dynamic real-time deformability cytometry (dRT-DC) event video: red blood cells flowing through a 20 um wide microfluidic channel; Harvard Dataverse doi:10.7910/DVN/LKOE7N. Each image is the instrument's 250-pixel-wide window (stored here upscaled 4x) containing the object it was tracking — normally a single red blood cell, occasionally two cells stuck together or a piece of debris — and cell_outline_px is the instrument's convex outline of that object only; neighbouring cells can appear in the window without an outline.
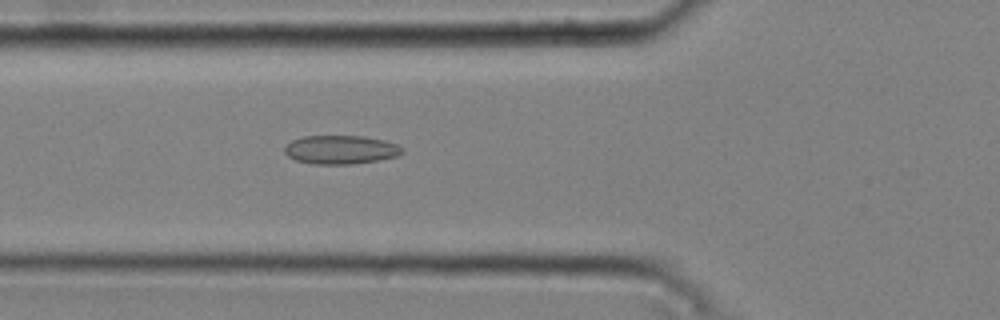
{"species": "common noctule bat (a hibernating species)", "species_latin": "Nyctalus noctula", "temperature_condition": "cold", "stored_images_in_passage": 47, "camera_frame_rate_fps": 3000, "um_per_image_px": 0.085, "animal": {"sex": "male", "body_mass_g": 20.4}, "frame": {"image": 1, "passage_image": 17, "time_ms": 5.333, "image_size_px": [1000, 320], "cell_outline_px": [[404, 152], [396, 156], [376, 160], [352, 164], [312, 164], [296, 160], [288, 156], [284, 152], [284, 148], [292, 140], [304, 136], [364, 136], [384, 140], [396, 144], [404, 148]], "centroid_in_image_um": [28.96, 12.72], "position_along_channel_um": 96.8, "area_um2": 19.59}}
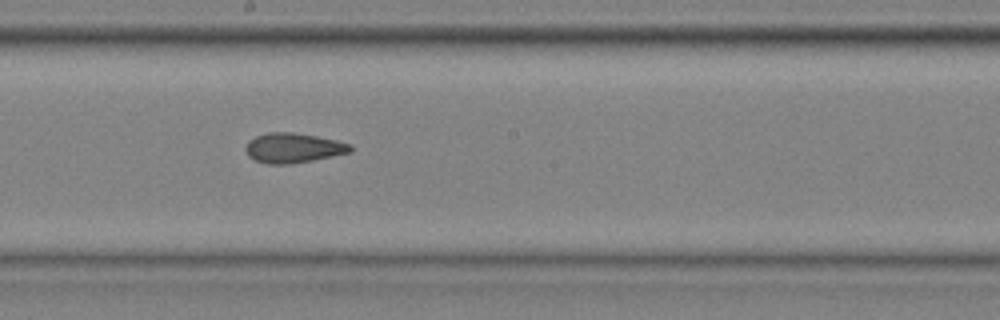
{"frame": {"image": 2, "passage_image": 27, "time_ms": 8.667, "image_size_px": [1000, 320], "cell_outline_px": [[352, 152], [312, 160], [288, 164], [268, 164], [256, 160], [248, 156], [244, 148], [248, 140], [256, 136], [268, 132], [292, 132], [316, 136], [336, 140], [352, 144]], "centroid_in_image_um": [24.91, 12.57], "position_along_channel_um": 223.3, "area_um2": 18.21}}
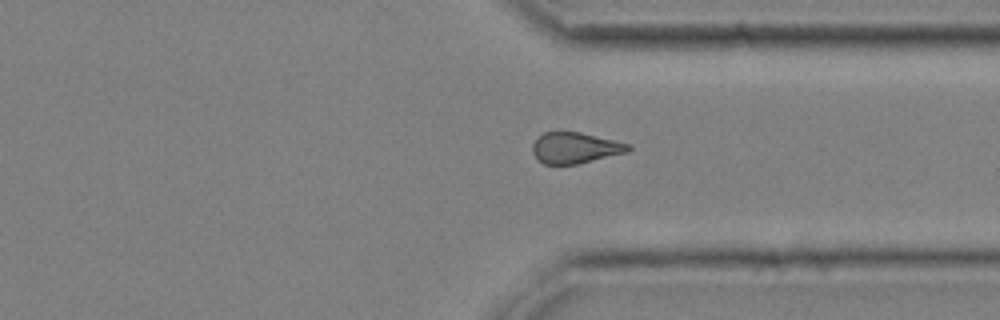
{"frame": {"image": 3, "passage_image": 38, "time_ms": 12.333, "image_size_px": [1000, 320], "cell_outline_px": [[632, 148], [628, 152], [576, 164], [544, 164], [536, 160], [532, 152], [532, 144], [544, 132], [580, 132], [632, 144]], "centroid_in_image_um": [48.89, 12.57], "position_along_channel_um": 362.5, "area_um2": 17.34}, "authors_computed_cell_mechanics": {"area_um2": 18.4382, "velocity_mm_per_s": 3.7807, "shape_relaxation_time_tau1_ms": 8.4296, "shape_relaxation_time_tau2_ms": 3.2881, "deformation_change_tau1": 0.1367, "deformation_change_tau2": 0.1111}}